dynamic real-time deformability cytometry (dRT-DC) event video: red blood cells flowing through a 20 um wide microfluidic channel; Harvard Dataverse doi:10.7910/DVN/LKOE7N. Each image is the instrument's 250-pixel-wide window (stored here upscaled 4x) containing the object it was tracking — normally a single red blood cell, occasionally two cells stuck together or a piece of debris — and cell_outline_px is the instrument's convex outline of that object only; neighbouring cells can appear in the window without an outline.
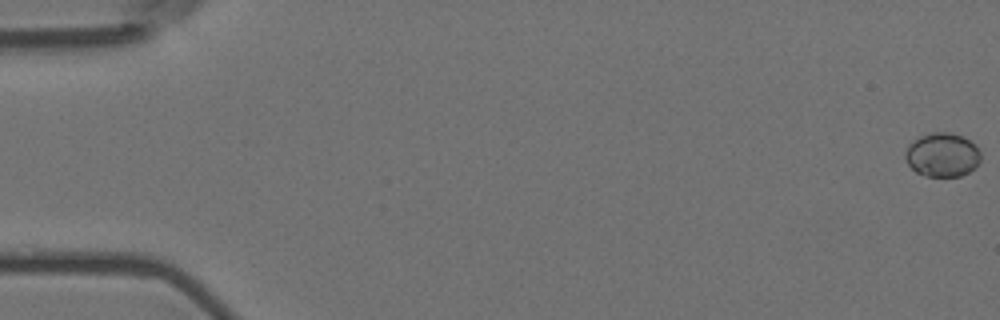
{"species": "Egyptian fruit bat (a non-hibernating species)", "species_latin": "Rousettus aegyptiacus", "temperature_condition": "room temperature", "stored_images_in_passage": 58, "camera_frame_rate_fps": 3000, "um_per_image_px": 0.085, "animal": {"sex": "female"}, "frame": {"image": 1, "passage_image": 1, "time_ms": 0.0, "image_size_px": [1000, 320], "cell_outline_px": [[980, 160], [968, 172], [960, 176], [924, 176], [916, 172], [908, 164], [904, 156], [904, 152], [920, 136], [932, 132], [948, 132], [964, 136], [976, 144], [980, 152]], "centroid_in_image_um": [80.11, 13.15], "position_along_channel_um": 4.9, "area_um2": 19.19}}
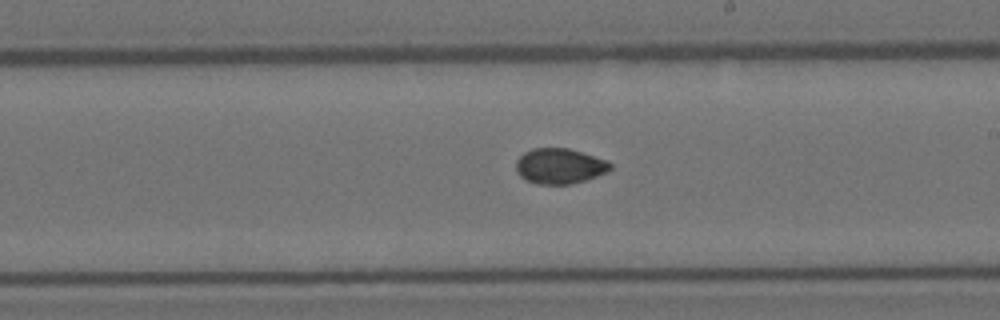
{"frame": {"image": 2, "passage_image": 34, "time_ms": 11.0, "image_size_px": [1000, 320], "cell_outline_px": [[612, 168], [608, 172], [584, 180], [568, 184], [536, 184], [520, 176], [516, 172], [516, 160], [524, 152], [532, 148], [568, 148], [608, 160], [612, 164]], "centroid_in_image_um": [47.57, 14.11], "position_along_channel_um": 241.4, "area_um2": 19.48}}
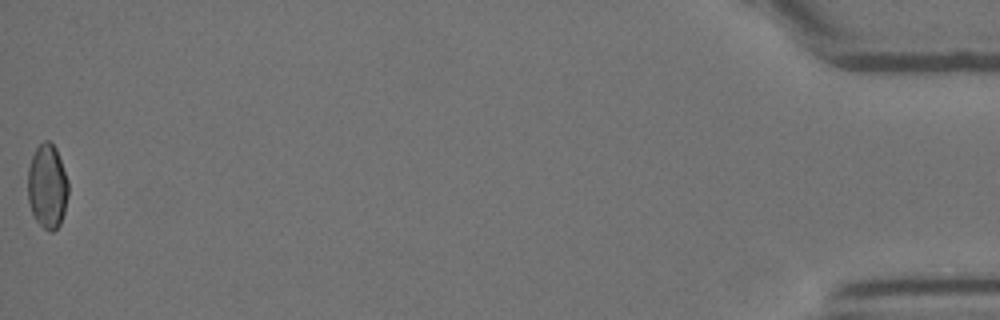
{"frame": {"image": 3, "passage_image": 58, "time_ms": 19.0, "image_size_px": [1000, 320], "cell_outline_px": [[68, 196], [64, 212], [60, 224], [52, 232], [48, 232], [36, 220], [32, 212], [28, 200], [28, 168], [32, 156], [36, 148], [44, 140], [48, 140], [56, 148], [68, 180]], "centroid_in_image_um": [4.03, 15.84], "position_along_channel_um": 431.2, "area_um2": 19.88}, "authors_computed_cell_mechanics": {"area_um2": 19.3341, "velocity_mm_per_s": 3.5934, "shape_relaxation_time_tau1_ms": null, "shape_relaxation_time_tau2_ms": 1.7032, "deformation_change_tau1": null, "deformation_change_tau2": 0.0472}}